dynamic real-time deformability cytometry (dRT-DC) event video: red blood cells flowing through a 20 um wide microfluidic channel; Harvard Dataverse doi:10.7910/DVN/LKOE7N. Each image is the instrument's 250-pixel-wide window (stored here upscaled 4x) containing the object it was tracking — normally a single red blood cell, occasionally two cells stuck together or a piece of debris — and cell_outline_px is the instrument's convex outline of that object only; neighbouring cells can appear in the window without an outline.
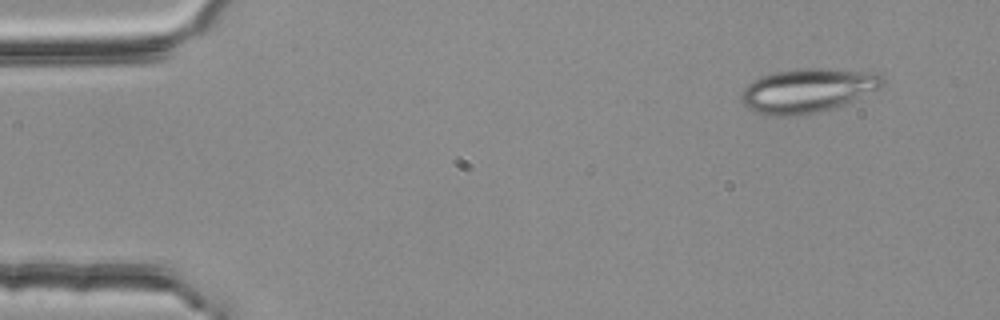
{"species": "common noctule bat (a hibernating species)", "species_latin": "Nyctalus noctula", "temperature_condition": "room temperature", "stored_images_in_passage": 3, "camera_frame_rate_fps": 3000, "um_per_image_px": 0.085, "animal": {"sex": "female", "body_mass_g": 25.1}, "frame": {"image": 1, "passage_image": 1, "time_ms": 0.0, "image_size_px": [1000, 320], "cell_outline_px": [[884, 84], [880, 88], [840, 104], [816, 112], [792, 116], [764, 116], [752, 112], [740, 100], [740, 92], [752, 80], [760, 76], [776, 72], [800, 68], [820, 68], [880, 72], [884, 80]], "centroid_in_image_um": [68.58, 7.68], "position_along_channel_um": 16.4, "area_um2": 36.24}}